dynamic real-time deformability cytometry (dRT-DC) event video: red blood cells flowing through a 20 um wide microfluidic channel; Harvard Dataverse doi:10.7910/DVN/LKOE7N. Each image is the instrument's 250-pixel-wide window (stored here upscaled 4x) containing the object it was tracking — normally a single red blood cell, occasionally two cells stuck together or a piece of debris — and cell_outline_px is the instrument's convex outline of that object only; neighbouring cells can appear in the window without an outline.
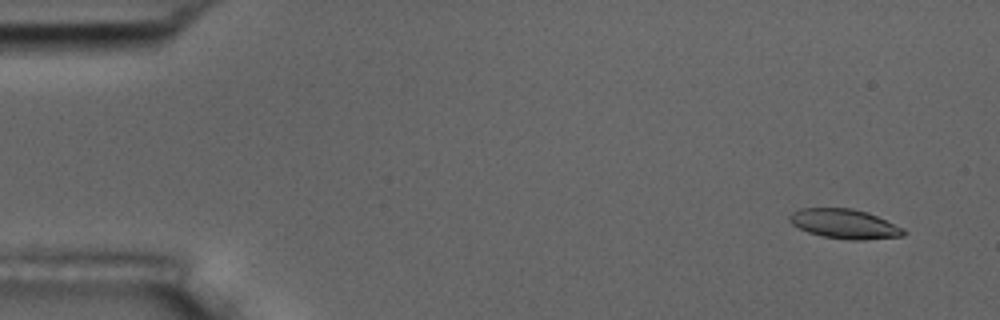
{"species": "common noctule bat (a hibernating species)", "species_latin": "Nyctalus noctula", "temperature_condition": "room temperature", "stored_images_in_passage": 5, "camera_frame_rate_fps": 3000, "um_per_image_px": 0.085, "animal": {"sex": "male", "body_mass_g": 17.5, "forearm_length_mm": 52.3}, "frame": {"image": 1, "passage_image": 1, "time_ms": 0.0, "image_size_px": [1000, 320], "cell_outline_px": [[908, 232], [904, 236], [864, 240], [852, 240], [824, 236], [808, 232], [792, 224], [788, 220], [788, 216], [792, 212], [800, 208], [852, 208], [868, 212], [904, 228]], "centroid_in_image_um": [71.81, 19.02], "position_along_channel_um": 13.2, "area_um2": 19.71}}
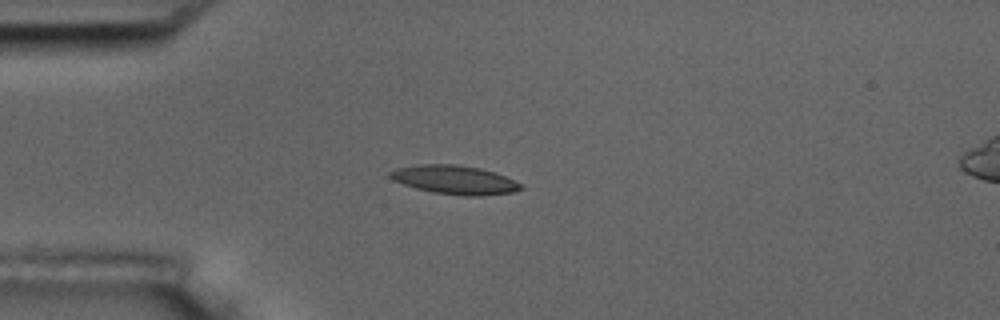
{"frame": {"image": 2, "passage_image": 4, "time_ms": 3.667, "image_size_px": [1000, 320], "cell_outline_px": [[524, 188], [512, 192], [480, 196], [464, 196], [432, 192], [416, 188], [392, 180], [388, 176], [388, 172], [396, 168], [416, 164], [456, 164], [480, 168], [504, 176], [524, 184]], "centroid_in_image_um": [38.62, 15.28], "position_along_channel_um": 46.4, "area_um2": 22.02}}